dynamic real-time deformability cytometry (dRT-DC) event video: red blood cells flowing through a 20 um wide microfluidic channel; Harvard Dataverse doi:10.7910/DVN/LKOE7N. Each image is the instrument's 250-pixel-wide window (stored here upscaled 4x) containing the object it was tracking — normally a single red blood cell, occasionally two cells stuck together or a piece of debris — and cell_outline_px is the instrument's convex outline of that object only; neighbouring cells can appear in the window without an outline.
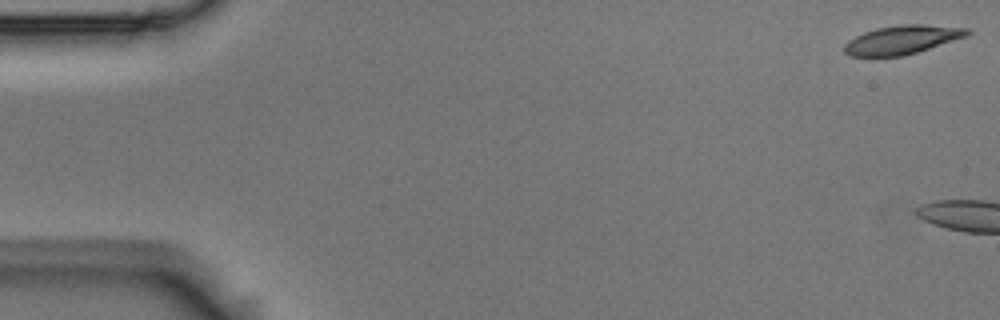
{"species": "Egyptian fruit bat (a non-hibernating species)", "species_latin": "Rousettus aegyptiacus", "temperature_condition": "room temperature", "stored_images_in_passage": 5, "camera_frame_rate_fps": 3000, "um_per_image_px": 0.085, "animal": {"sex": "male"}, "frame": {"image": 1, "passage_image": 1, "time_ms": 0.0, "image_size_px": [1000, 320], "cell_outline_px": [[972, 32], [968, 36], [904, 56], [852, 56], [844, 52], [844, 44], [848, 40], [864, 32], [876, 28], [900, 24], [920, 24], [968, 28]], "centroid_in_image_um": [76.69, 3.37], "position_along_channel_um": 8.3, "area_um2": 20.58}}